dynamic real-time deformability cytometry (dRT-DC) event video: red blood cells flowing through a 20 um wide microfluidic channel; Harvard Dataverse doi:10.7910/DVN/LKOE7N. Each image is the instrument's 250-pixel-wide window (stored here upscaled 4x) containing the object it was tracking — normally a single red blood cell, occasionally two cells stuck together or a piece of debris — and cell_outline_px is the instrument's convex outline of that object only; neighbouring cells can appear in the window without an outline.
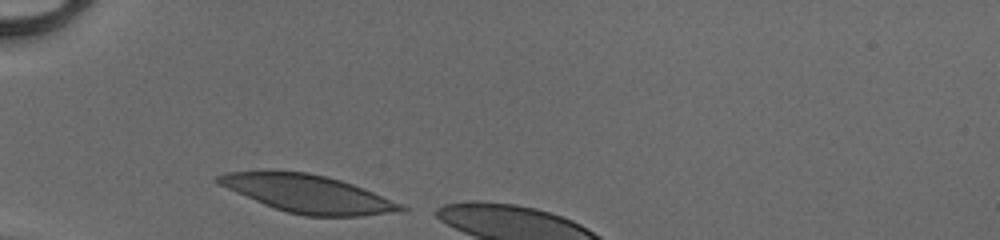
{"species": "human", "species_latin": "Homo sapiens", "temperature_condition": "cold", "stored_images_in_passage": 5, "camera_frame_rate_fps": 3000, "um_per_image_px": 0.085, "donor": {"sex": "male"}, "frame": {"image": 1, "passage_image": 1, "time_ms": 0.0, "image_size_px": [1000, 240], "cell_outline_px": [[408, 208], [360, 216], [304, 216], [288, 212], [264, 204], [236, 192], [212, 180], [216, 176], [224, 172], [308, 172], [340, 180], [352, 184], [372, 192], [400, 204]], "centroid_in_image_um": [26.09, 16.46], "position_along_channel_um": 58.9, "area_um2": 38.84}}